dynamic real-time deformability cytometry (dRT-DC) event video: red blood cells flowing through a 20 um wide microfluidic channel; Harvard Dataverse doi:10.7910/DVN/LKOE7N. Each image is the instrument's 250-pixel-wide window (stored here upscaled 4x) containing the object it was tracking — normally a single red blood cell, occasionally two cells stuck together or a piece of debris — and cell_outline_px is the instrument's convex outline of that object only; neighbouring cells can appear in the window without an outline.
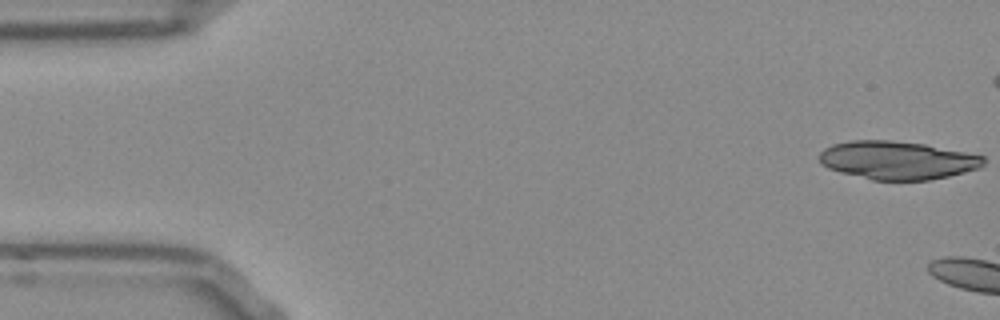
{"species": "Egyptian fruit bat (a non-hibernating species)", "species_latin": "Rousettus aegyptiacus", "temperature_condition": "room temperature", "stored_images_in_passage": 13, "camera_frame_rate_fps": 3000, "um_per_image_px": 0.085, "frame": {"image": 1, "passage_image": 1, "time_ms": 0.0, "image_size_px": [1000, 320], "cell_outline_px": [[984, 164], [980, 168], [948, 176], [928, 180], [872, 180], [840, 172], [828, 168], [820, 164], [820, 152], [824, 148], [832, 144], [848, 140], [892, 140], [924, 144], [984, 156]], "centroid_in_image_um": [76.24, 13.62], "position_along_channel_um": 8.8, "area_um2": 36.59}}